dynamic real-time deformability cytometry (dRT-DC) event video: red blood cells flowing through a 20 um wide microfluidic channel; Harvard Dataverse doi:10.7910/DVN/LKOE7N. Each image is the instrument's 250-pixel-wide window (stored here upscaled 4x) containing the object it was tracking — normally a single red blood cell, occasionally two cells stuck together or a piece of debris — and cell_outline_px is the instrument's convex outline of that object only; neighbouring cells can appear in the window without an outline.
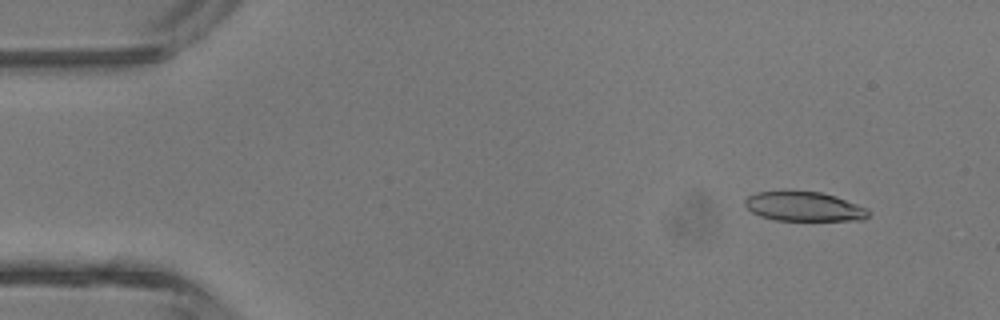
{"species": "common noctule bat (a hibernating species)", "species_latin": "Nyctalus noctula", "temperature_condition": "room temperature", "stored_images_in_passage": 5, "camera_frame_rate_fps": 3000, "um_per_image_px": 0.085, "animal": {"sex": "male", "body_mass_g": 13.3}, "frame": {"image": 1, "passage_image": 1, "time_ms": 0.0, "image_size_px": [1000, 320], "cell_outline_px": [[872, 212], [864, 220], [772, 220], [760, 216], [752, 212], [744, 204], [744, 200], [748, 196], [756, 192], [784, 188], [820, 192], [836, 196], [868, 208]], "centroid_in_image_um": [68.31, 17.51], "position_along_channel_um": 16.7, "area_um2": 22.02}}
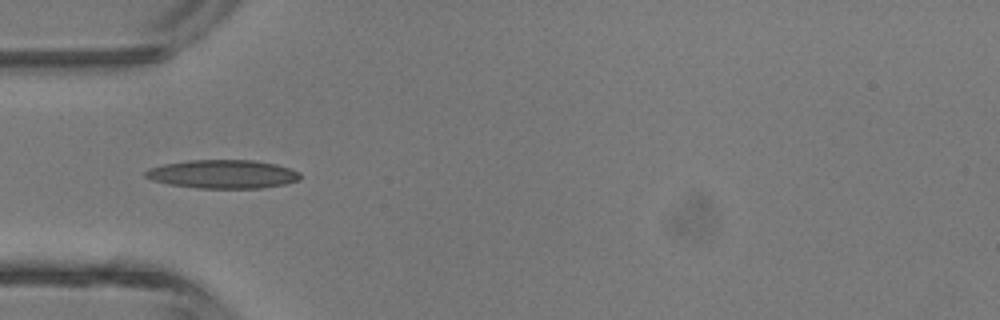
{"frame": {"image": 2, "passage_image": 4, "time_ms": 3.333, "image_size_px": [1000, 320], "cell_outline_px": [[300, 180], [284, 184], [260, 188], [200, 188], [168, 184], [152, 180], [144, 176], [144, 172], [148, 168], [164, 164], [188, 160], [252, 160], [276, 164], [300, 172]], "centroid_in_image_um": [18.92, 14.8], "position_along_channel_um": 66.1, "area_um2": 25.72}}
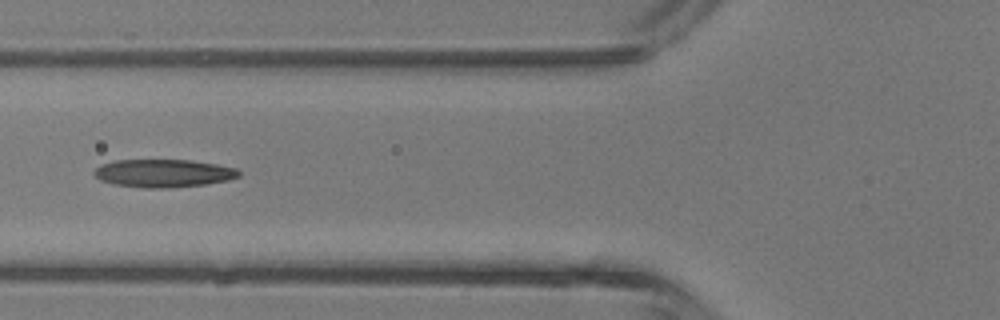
{"frame": {"image": 3, "passage_image": 5, "time_ms": 4.333, "image_size_px": [1000, 320], "cell_outline_px": [[240, 176], [228, 180], [204, 184], [168, 188], [144, 188], [112, 184], [100, 180], [92, 172], [100, 164], [116, 160], [192, 160], [216, 164], [236, 168], [240, 172]], "centroid_in_image_um": [13.87, 14.72], "position_along_channel_um": 111.9, "area_um2": 23.64}}